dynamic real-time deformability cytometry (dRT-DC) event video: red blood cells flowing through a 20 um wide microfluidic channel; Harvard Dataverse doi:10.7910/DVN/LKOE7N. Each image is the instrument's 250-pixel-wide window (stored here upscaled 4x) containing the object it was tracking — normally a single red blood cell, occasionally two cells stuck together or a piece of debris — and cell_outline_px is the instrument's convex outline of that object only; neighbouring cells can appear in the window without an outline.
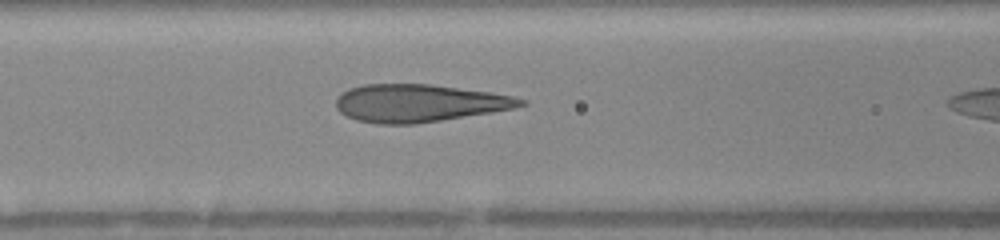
{"species": "human", "species_latin": "Homo sapiens", "temperature_condition": "warm", "stored_images_in_passage": 16, "camera_frame_rate_fps": 3000, "um_per_image_px": 0.085, "donor": {"sex": "female"}, "frame": {"image": 1, "passage_image": 11, "time_ms": 4.333, "image_size_px": [1000, 240], "cell_outline_px": [[528, 104], [512, 108], [492, 112], [416, 124], [376, 124], [356, 120], [340, 112], [336, 108], [336, 100], [348, 88], [364, 84], [428, 84], [488, 92], [512, 96], [528, 100]], "centroid_in_image_um": [35.6, 8.77], "position_along_channel_um": 131.0, "area_um2": 40.29}}
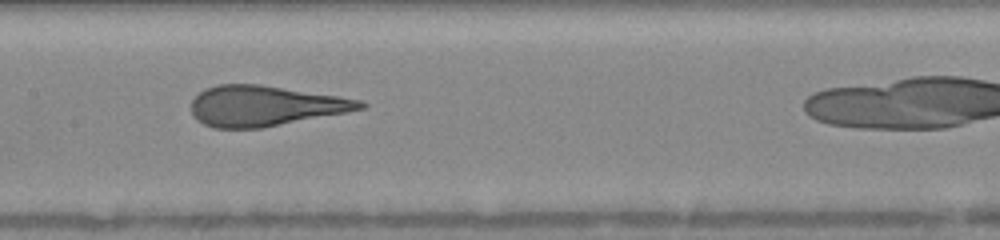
{"frame": {"image": 2, "passage_image": 15, "time_ms": 5.667, "image_size_px": [1000, 240], "cell_outline_px": [[368, 104], [364, 108], [344, 112], [260, 128], [212, 128], [196, 120], [192, 116], [192, 100], [204, 88], [216, 84], [260, 84], [340, 96], [360, 100]], "centroid_in_image_um": [22.46, 8.99], "position_along_channel_um": 184.9, "area_um2": 39.54}}